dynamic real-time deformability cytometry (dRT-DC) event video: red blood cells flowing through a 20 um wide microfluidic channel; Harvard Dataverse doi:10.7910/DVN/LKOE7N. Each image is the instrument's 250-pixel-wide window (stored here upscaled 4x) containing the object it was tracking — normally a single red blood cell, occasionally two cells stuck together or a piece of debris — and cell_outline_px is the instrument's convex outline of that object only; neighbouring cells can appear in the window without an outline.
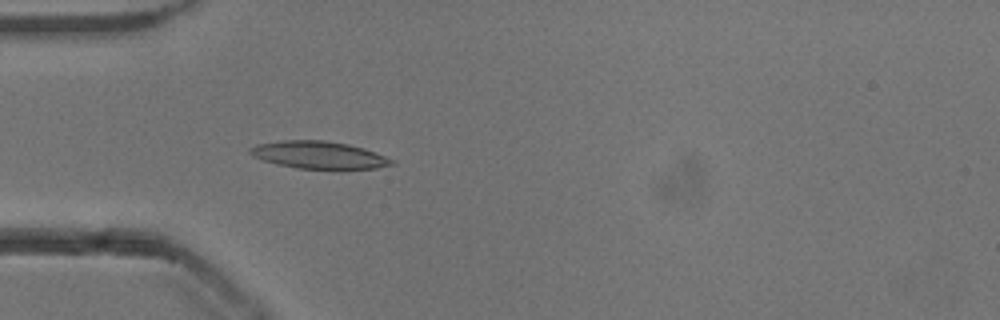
{"species": "common noctule bat (a hibernating species)", "species_latin": "Nyctalus noctula", "temperature_condition": "cold", "stored_images_in_passage": 52, "camera_frame_rate_fps": 3000, "um_per_image_px": 0.085, "animal": {"sex": "male", "body_mass_g": 13.3}, "frame": {"image": 1, "passage_image": 15, "time_ms": 4.667, "image_size_px": [1000, 320], "cell_outline_px": [[396, 164], [376, 168], [340, 172], [296, 168], [276, 164], [252, 156], [248, 152], [248, 148], [256, 144], [280, 140], [324, 140], [348, 144], [364, 148], [396, 160]], "centroid_in_image_um": [27.16, 13.22], "position_along_channel_um": 57.8, "area_um2": 23.76}}
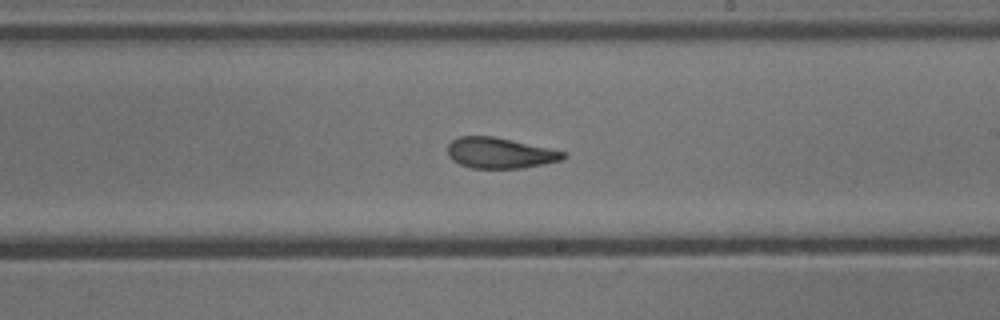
{"frame": {"image": 2, "passage_image": 30, "time_ms": 9.667, "image_size_px": [1000, 320], "cell_outline_px": [[568, 156], [560, 160], [544, 164], [524, 168], [472, 168], [460, 164], [452, 160], [448, 156], [448, 144], [452, 140], [460, 136], [492, 136], [548, 148], [564, 152]], "centroid_in_image_um": [42.46, 13.01], "position_along_channel_um": 246.5, "area_um2": 20.52}}
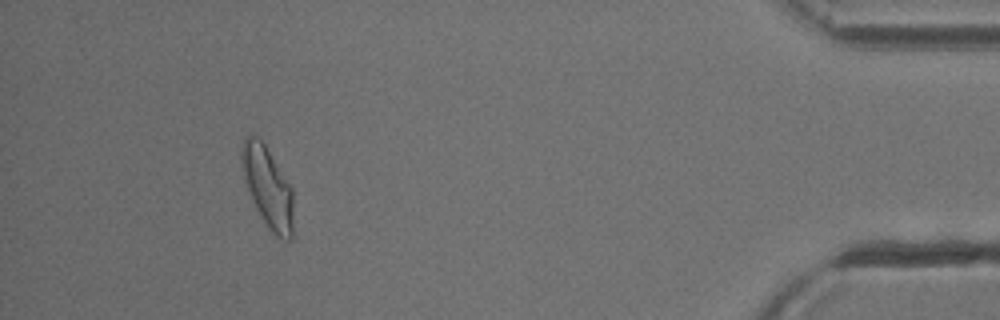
{"frame": {"image": 3, "passage_image": 48, "time_ms": 15.667, "image_size_px": [1000, 320], "cell_outline_px": [[292, 240], [280, 240], [268, 228], [260, 216], [256, 208], [244, 180], [240, 156], [240, 148], [244, 136], [256, 136], [264, 144], [292, 188]], "centroid_in_image_um": [22.73, 15.92], "position_along_channel_um": 412.5, "area_um2": 24.16}, "authors_computed_cell_mechanics": {"area_um2": 21.5594, "velocity_mm_per_s": 3.8442, "shape_relaxation_time_tau1_ms": 4.7491, "shape_relaxation_time_tau2_ms": 2.36, "deformation_change_tau1": 0.1822, "deformation_change_tau2": 0.1062}}